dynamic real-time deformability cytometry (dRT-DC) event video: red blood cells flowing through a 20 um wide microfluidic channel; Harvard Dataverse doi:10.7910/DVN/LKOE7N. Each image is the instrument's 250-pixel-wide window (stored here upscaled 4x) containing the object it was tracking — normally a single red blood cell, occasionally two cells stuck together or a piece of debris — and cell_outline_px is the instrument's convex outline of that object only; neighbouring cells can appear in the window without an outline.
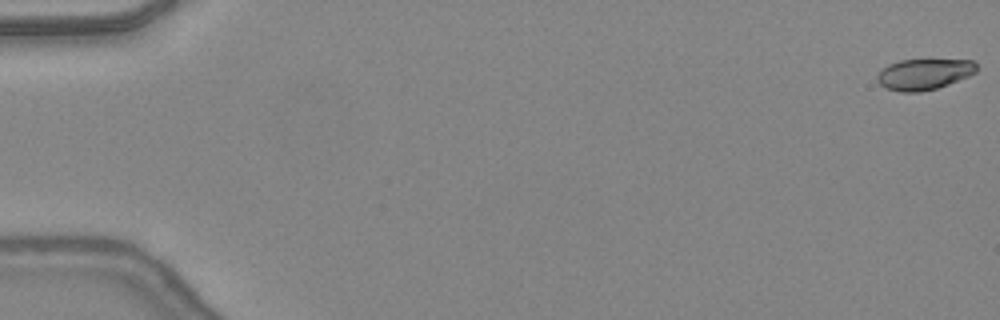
{"species": "common noctule bat (a hibernating species)", "species_latin": "Nyctalus noctula", "temperature_condition": "warm", "stored_images_in_passage": 11, "camera_frame_rate_fps": 3000, "um_per_image_px": 0.085, "animal": {"sex": "female", "body_mass_g": 24.6, "forearm_length_mm": 56.2}, "frame": {"image": 1, "passage_image": 1, "time_ms": 0.0, "image_size_px": [1000, 320], "cell_outline_px": [[980, 68], [976, 72], [968, 76], [948, 84], [936, 88], [920, 92], [900, 92], [884, 88], [876, 80], [876, 76], [888, 64], [900, 60], [972, 60]], "centroid_in_image_um": [78.53, 6.31], "position_along_channel_um": 6.5, "area_um2": 17.92}}